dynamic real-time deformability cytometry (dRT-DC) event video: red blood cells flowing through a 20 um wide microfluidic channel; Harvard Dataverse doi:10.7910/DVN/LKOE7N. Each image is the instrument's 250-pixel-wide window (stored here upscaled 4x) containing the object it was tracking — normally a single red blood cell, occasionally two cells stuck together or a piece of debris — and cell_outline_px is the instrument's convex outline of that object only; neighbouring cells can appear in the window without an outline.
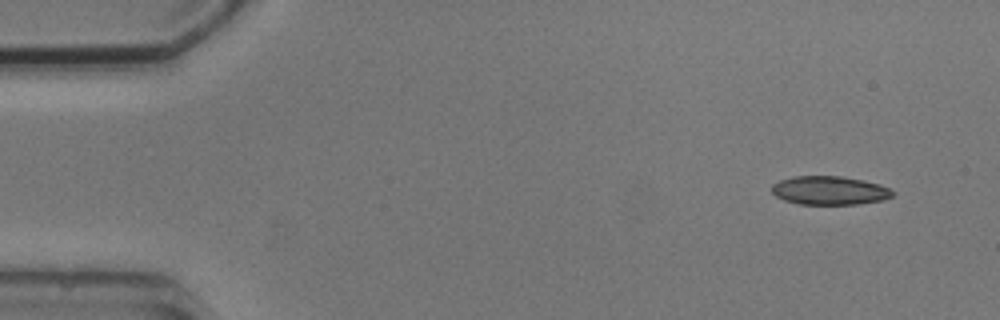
{"species": "common noctule bat (a hibernating species)", "species_latin": "Nyctalus noctula", "temperature_condition": "cold", "stored_images_in_passage": 5, "camera_frame_rate_fps": 3000, "um_per_image_px": 0.085, "animal": {"sex": "male", "body_mass_g": 20.5, "forearm_length_mm": 52.5}, "frame": {"image": 1, "passage_image": 1, "time_ms": 0.0, "image_size_px": [1000, 320], "cell_outline_px": [[896, 192], [892, 196], [884, 200], [856, 204], [800, 204], [784, 200], [776, 196], [772, 192], [772, 184], [780, 180], [792, 176], [840, 176], [864, 180], [880, 184]], "centroid_in_image_um": [70.52, 16.18], "position_along_channel_um": 14.5, "area_um2": 20.23}}
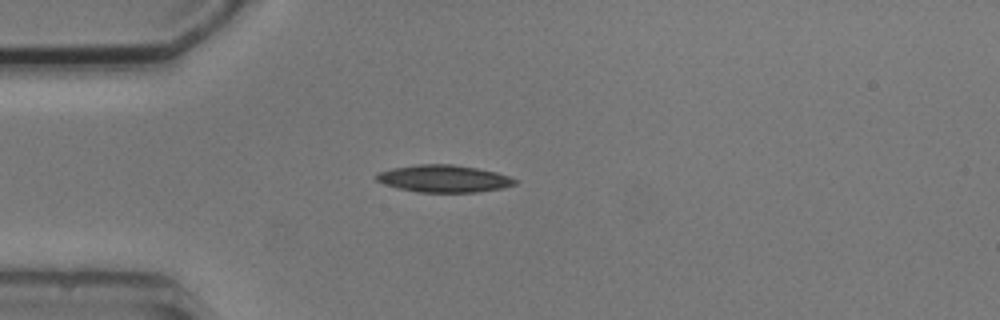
{"frame": {"image": 2, "passage_image": 4, "time_ms": 3.333, "image_size_px": [1000, 320], "cell_outline_px": [[516, 184], [504, 188], [476, 192], [416, 192], [396, 188], [384, 184], [376, 180], [376, 176], [380, 172], [392, 168], [416, 164], [452, 164], [476, 168], [496, 172], [508, 176], [516, 180]], "centroid_in_image_um": [37.71, 15.19], "position_along_channel_um": 47.3, "area_um2": 21.96}}